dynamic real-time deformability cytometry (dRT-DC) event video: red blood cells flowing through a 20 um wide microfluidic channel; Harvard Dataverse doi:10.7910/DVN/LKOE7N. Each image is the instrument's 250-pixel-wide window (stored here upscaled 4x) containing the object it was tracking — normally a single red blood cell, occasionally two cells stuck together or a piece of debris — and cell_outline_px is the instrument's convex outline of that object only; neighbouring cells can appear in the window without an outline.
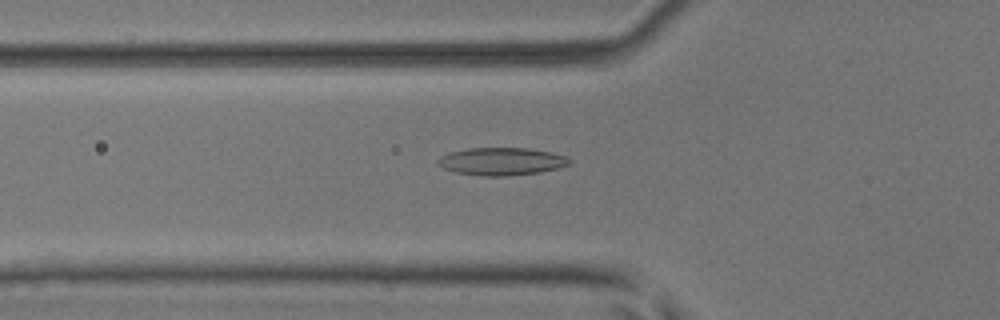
{"species": "common noctule bat (a hibernating species)", "species_latin": "Nyctalus noctula", "temperature_condition": "room temperature", "stored_images_in_passage": 44, "camera_frame_rate_fps": 3000, "um_per_image_px": 0.085, "animal": {"sex": "male", "body_mass_g": 17.9, "forearm_length_mm": 54.2}, "frame": {"image": 1, "passage_image": 10, "time_ms": 3.0, "image_size_px": [1000, 320], "cell_outline_px": [[572, 164], [540, 172], [508, 176], [484, 176], [456, 172], [444, 168], [436, 164], [436, 160], [440, 156], [448, 152], [468, 148], [528, 148], [552, 152], [564, 156], [572, 160]], "centroid_in_image_um": [42.61, 13.71], "position_along_channel_um": 83.2, "area_um2": 21.33}}
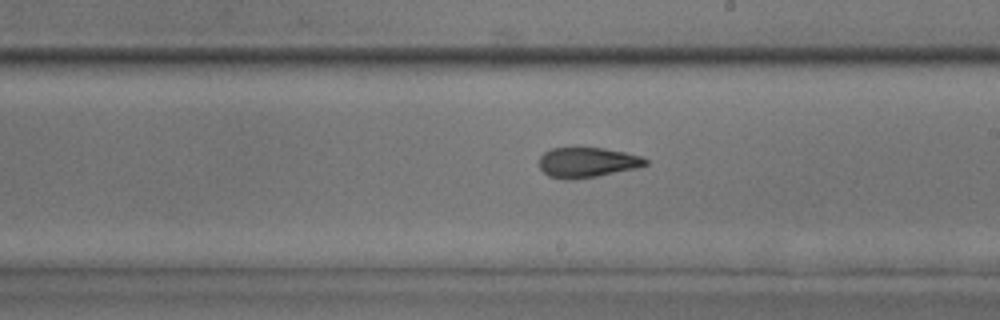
{"frame": {"image": 2, "passage_image": 22, "time_ms": 7.0, "image_size_px": [1000, 320], "cell_outline_px": [[648, 164], [636, 168], [596, 176], [572, 180], [564, 180], [548, 176], [540, 168], [540, 156], [544, 152], [552, 148], [604, 148], [624, 152], [640, 156], [648, 160]], "centroid_in_image_um": [49.89, 13.81], "position_along_channel_um": 239.1, "area_um2": 18.55}}
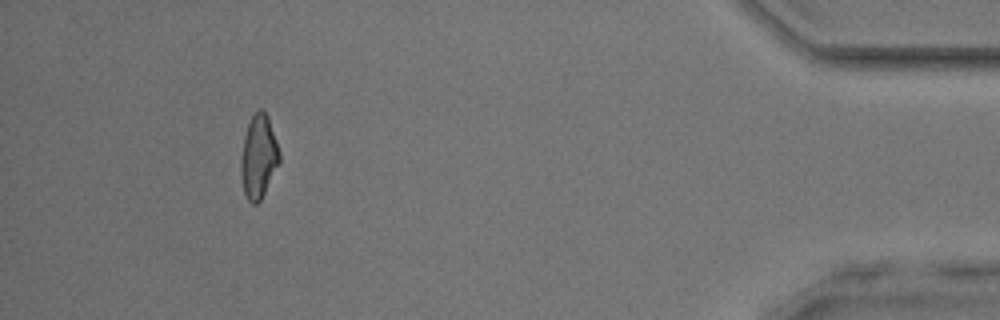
{"frame": {"image": 3, "passage_image": 40, "time_ms": 13.0, "image_size_px": [1000, 320], "cell_outline_px": [[280, 160], [260, 200], [256, 204], [252, 204], [248, 200], [244, 192], [240, 172], [240, 160], [244, 136], [248, 124], [252, 116], [260, 108], [264, 108], [268, 116], [280, 152]], "centroid_in_image_um": [21.97, 13.29], "position_along_channel_um": 413.2, "area_um2": 18.55}, "authors_computed_cell_mechanics": {"area_um2": 18.9006, "velocity_mm_per_s": 3.9101, "shape_relaxation_time_tau1_ms": null, "shape_relaxation_time_tau2_ms": 2.0138, "deformation_change_tau1": null, "deformation_change_tau2": 0.0975}}